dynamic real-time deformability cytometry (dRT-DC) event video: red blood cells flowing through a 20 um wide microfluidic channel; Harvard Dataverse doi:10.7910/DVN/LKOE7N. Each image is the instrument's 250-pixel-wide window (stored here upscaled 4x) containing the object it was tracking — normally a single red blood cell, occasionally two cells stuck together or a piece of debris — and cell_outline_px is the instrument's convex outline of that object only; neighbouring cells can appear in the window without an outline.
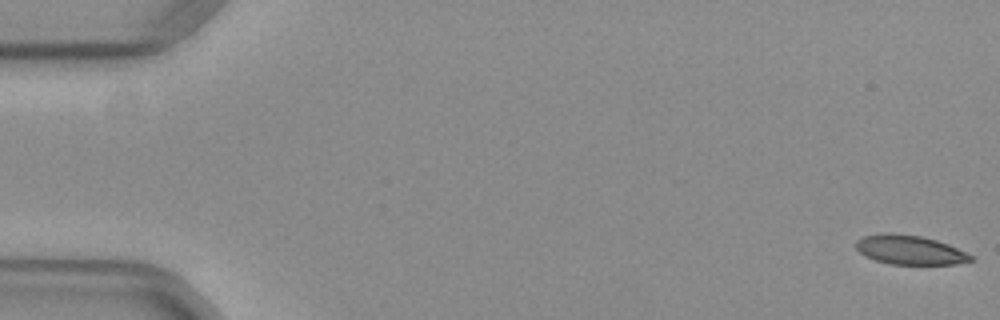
{"species": "common noctule bat (a hibernating species)", "species_latin": "Nyctalus noctula", "temperature_condition": "warm", "stored_images_in_passage": 8, "camera_frame_rate_fps": 3000, "um_per_image_px": 0.085, "animal": {"sex": "female", "body_mass_g": 29.2, "forearm_length_mm": 56.3}, "frame": {"image": 1, "passage_image": 1, "time_ms": 0.0, "image_size_px": [1000, 320], "cell_outline_px": [[976, 260], [956, 264], [888, 264], [864, 256], [856, 248], [856, 240], [864, 236], [880, 232], [892, 232], [920, 236], [936, 240], [948, 244], [972, 256]], "centroid_in_image_um": [77.3, 21.23], "position_along_channel_um": 7.7, "area_um2": 19.65}}